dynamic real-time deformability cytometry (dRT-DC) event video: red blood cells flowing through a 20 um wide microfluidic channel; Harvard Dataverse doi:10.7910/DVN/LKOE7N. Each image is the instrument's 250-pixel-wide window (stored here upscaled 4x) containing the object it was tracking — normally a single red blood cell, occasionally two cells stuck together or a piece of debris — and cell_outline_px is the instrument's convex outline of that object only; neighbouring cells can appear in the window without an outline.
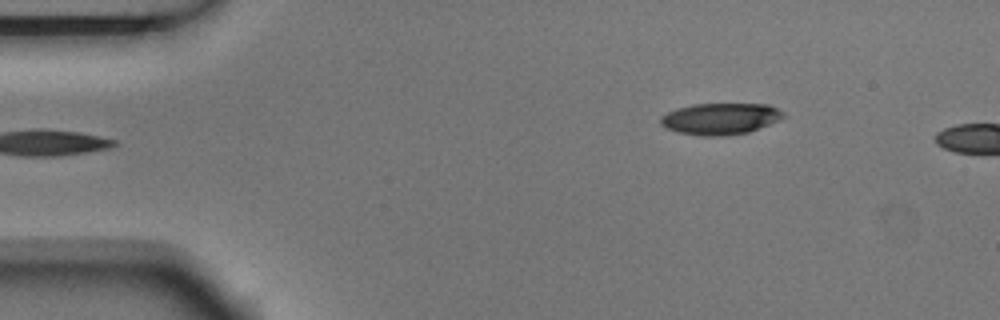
{"species": "Egyptian fruit bat (a non-hibernating species)", "species_latin": "Rousettus aegyptiacus", "temperature_condition": "room temperature", "stored_images_in_passage": 6, "camera_frame_rate_fps": 3000, "um_per_image_px": 0.085, "animal": {"sex": "male"}, "frame": {"image": 1, "passage_image": 6, "time_ms": 1.667, "image_size_px": [1000, 320], "cell_outline_px": [[784, 116], [768, 124], [748, 132], [724, 136], [700, 136], [680, 132], [664, 128], [660, 124], [660, 116], [676, 108], [692, 104], [768, 104], [784, 112]], "centroid_in_image_um": [61.17, 10.09], "position_along_channel_um": 23.8, "area_um2": 22.43}}